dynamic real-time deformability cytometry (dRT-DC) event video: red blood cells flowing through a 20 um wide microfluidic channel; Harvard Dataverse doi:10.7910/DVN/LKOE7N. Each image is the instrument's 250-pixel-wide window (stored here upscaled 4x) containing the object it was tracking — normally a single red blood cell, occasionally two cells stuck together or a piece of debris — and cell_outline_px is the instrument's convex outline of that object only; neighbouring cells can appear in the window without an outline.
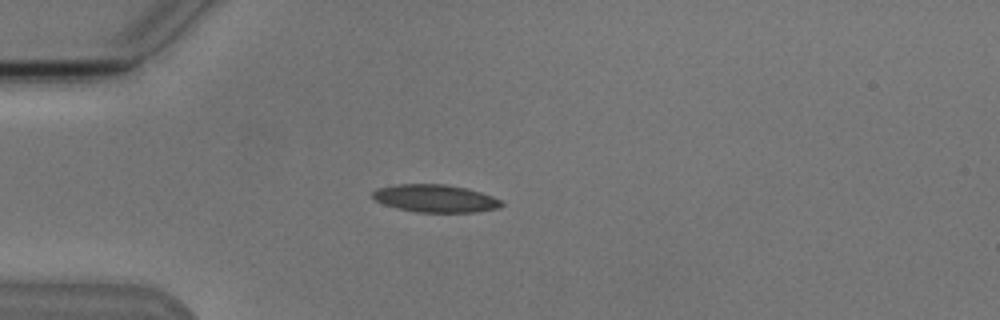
{"species": "Egyptian fruit bat (a non-hibernating species)", "species_latin": "Rousettus aegyptiacus", "temperature_condition": "cold", "stored_images_in_passage": 7, "camera_frame_rate_fps": 3000, "um_per_image_px": 0.085, "animal": {"sex": "male"}, "frame": {"image": 1, "passage_image": 3, "time_ms": 3.333, "image_size_px": [1000, 320], "cell_outline_px": [[504, 204], [500, 208], [476, 212], [416, 212], [396, 208], [384, 204], [376, 200], [372, 196], [372, 192], [376, 188], [396, 184], [444, 184], [468, 188], [492, 196], [500, 200]], "centroid_in_image_um": [37.0, 16.86], "position_along_channel_um": 48.0, "area_um2": 20.87}}
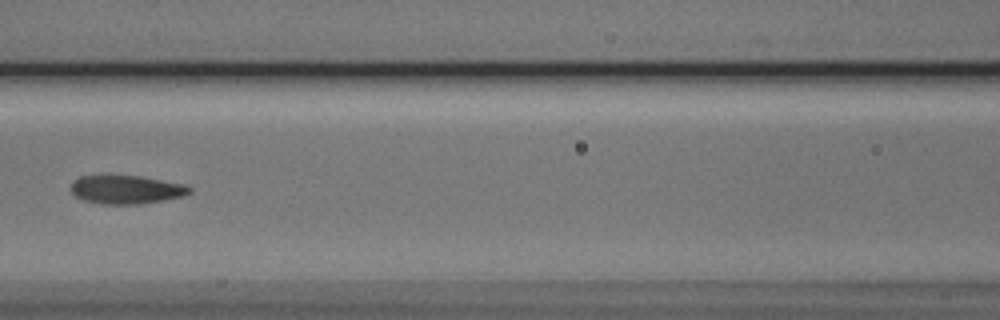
{"frame": {"image": 2, "passage_image": 6, "time_ms": 6.667, "image_size_px": [1000, 320], "cell_outline_px": [[192, 192], [184, 196], [164, 200], [140, 204], [100, 204], [84, 200], [76, 196], [72, 192], [72, 180], [80, 176], [140, 176], [184, 184], [192, 188]], "centroid_in_image_um": [10.76, 16.12], "position_along_channel_um": 155.8, "area_um2": 19.65}}
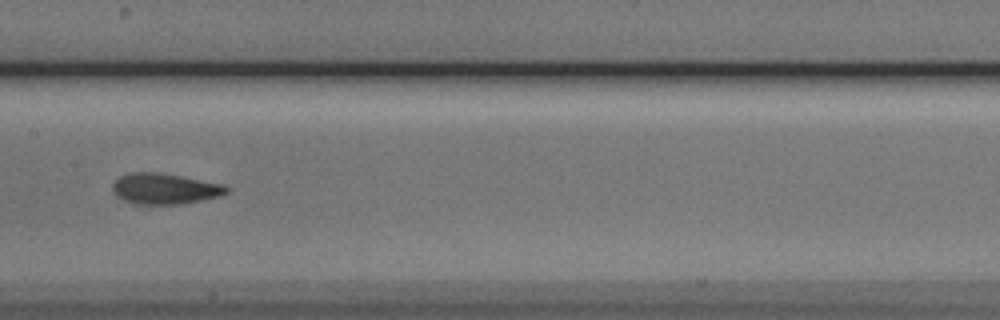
{"frame": {"image": 3, "passage_image": 7, "time_ms": 7.667, "image_size_px": [1000, 320], "cell_outline_px": [[232, 188], [228, 192], [220, 196], [180, 204], [132, 204], [116, 196], [112, 192], [112, 184], [120, 176], [132, 172], [156, 172], [180, 176], [220, 184]], "centroid_in_image_um": [13.96, 16.05], "position_along_channel_um": 193.4, "area_um2": 20.35}}